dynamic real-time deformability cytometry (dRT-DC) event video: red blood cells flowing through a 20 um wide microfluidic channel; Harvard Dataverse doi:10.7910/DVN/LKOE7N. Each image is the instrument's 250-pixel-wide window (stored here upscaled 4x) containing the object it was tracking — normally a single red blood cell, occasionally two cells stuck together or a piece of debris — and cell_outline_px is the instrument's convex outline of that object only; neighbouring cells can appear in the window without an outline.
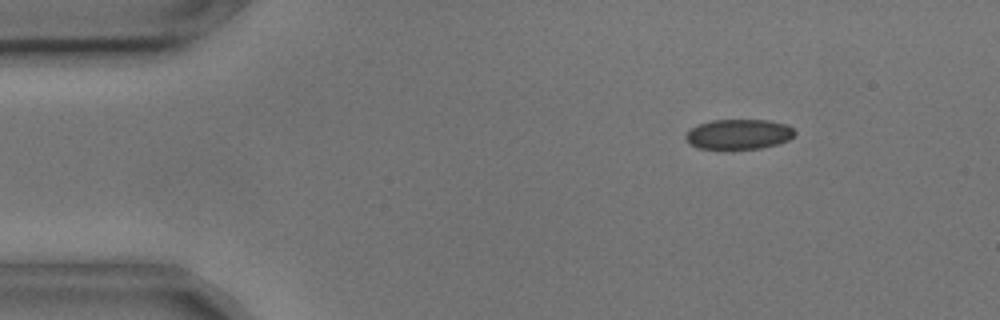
{"species": "common noctule bat (a hibernating species)", "species_latin": "Nyctalus noctula", "temperature_condition": "cold", "stored_images_in_passage": 4, "camera_frame_rate_fps": 3000, "um_per_image_px": 0.085, "animal": {"sex": "male", "body_mass_g": 17.9, "forearm_length_mm": 54.2}, "frame": {"image": 1, "passage_image": 1, "time_ms": 0.0, "image_size_px": [1000, 320], "cell_outline_px": [[796, 132], [788, 140], [776, 144], [760, 148], [724, 152], [700, 148], [688, 144], [684, 136], [696, 124], [712, 120], [768, 120], [788, 124]], "centroid_in_image_um": [62.74, 11.45], "position_along_channel_um": 22.3, "area_um2": 19.83}}